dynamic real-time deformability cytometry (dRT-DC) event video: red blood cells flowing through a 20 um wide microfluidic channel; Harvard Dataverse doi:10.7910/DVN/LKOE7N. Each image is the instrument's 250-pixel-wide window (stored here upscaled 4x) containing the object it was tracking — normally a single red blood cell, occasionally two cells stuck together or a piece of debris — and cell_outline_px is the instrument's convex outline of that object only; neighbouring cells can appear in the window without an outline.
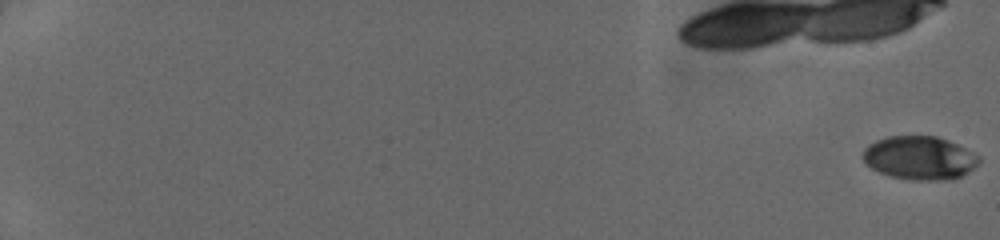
{"species": "human", "species_latin": "Homo sapiens", "temperature_condition": "cold", "stored_images_in_passage": 52, "camera_frame_rate_fps": 3000, "um_per_image_px": 0.085, "donor": {"sex": "female"}, "frame": {"image": 1, "passage_image": 1, "time_ms": 0.0, "image_size_px": [1000, 240], "cell_outline_px": [[980, 160], [968, 172], [952, 180], [912, 180], [892, 176], [880, 172], [872, 168], [864, 160], [864, 148], [868, 144], [876, 140], [888, 136], [936, 136], [948, 140], [980, 156]], "centroid_in_image_um": [78.17, 13.42], "position_along_channel_um": 6.8, "area_um2": 29.13}}
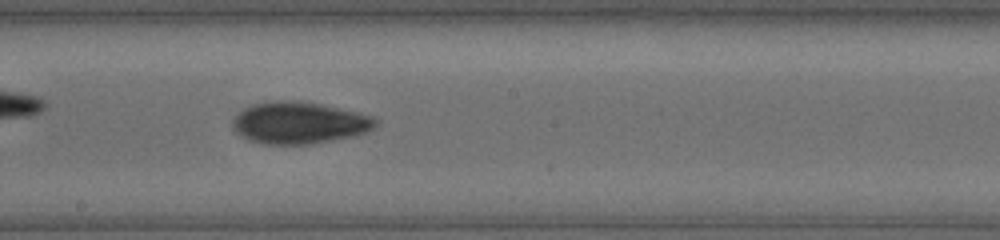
{"frame": {"image": 2, "passage_image": 33, "time_ms": 10.667, "image_size_px": [1000, 240], "cell_outline_px": [[376, 124], [368, 132], [352, 136], [308, 144], [264, 144], [248, 140], [240, 136], [232, 128], [232, 120], [244, 108], [252, 104], [276, 100], [296, 100], [320, 104], [356, 112], [372, 116], [376, 120]], "centroid_in_image_um": [25.38, 10.44], "position_along_channel_um": 222.8, "area_um2": 34.68}}
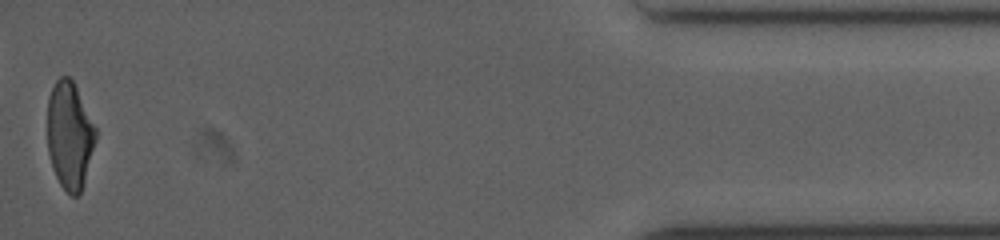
{"frame": {"image": 3, "passage_image": 52, "time_ms": 17.0, "image_size_px": [1000, 240], "cell_outline_px": [[96, 140], [84, 180], [80, 192], [76, 196], [72, 196], [60, 184], [52, 168], [48, 152], [48, 96], [56, 80], [60, 76], [68, 76], [72, 80], [96, 128]], "centroid_in_image_um": [5.9, 11.49], "position_along_channel_um": 429.3, "area_um2": 29.77}}